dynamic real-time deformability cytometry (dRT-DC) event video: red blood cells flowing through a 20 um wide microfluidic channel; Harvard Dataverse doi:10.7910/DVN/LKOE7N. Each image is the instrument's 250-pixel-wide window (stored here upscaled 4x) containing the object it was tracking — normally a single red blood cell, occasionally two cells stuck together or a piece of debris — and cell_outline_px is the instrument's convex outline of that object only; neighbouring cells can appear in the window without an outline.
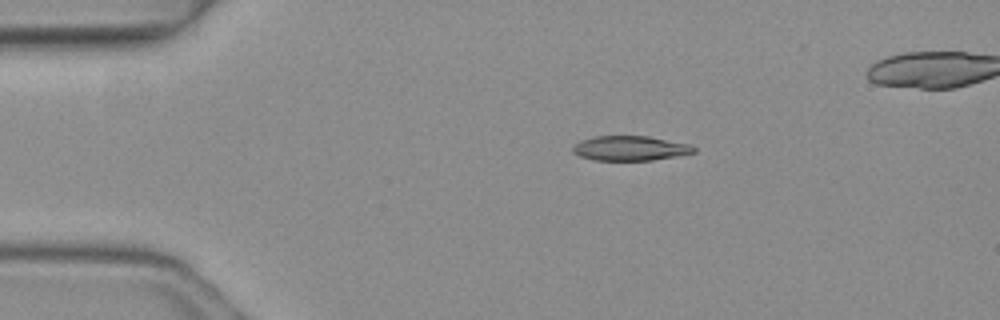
{"species": "common noctule bat (a hibernating species)", "species_latin": "Nyctalus noctula", "temperature_condition": "warm", "stored_images_in_passage": 4, "camera_frame_rate_fps": 3000, "um_per_image_px": 0.085, "animal": {"sex": "female", "body_mass_g": 19.3, "forearm_length_mm": 54.1}, "frame": {"image": 1, "passage_image": 2, "time_ms": 0.333, "image_size_px": [1000, 320], "cell_outline_px": [[696, 152], [676, 156], [652, 160], [592, 160], [580, 156], [572, 152], [572, 148], [580, 140], [596, 136], [648, 136], [688, 144], [696, 148]], "centroid_in_image_um": [53.54, 12.6], "position_along_channel_um": 31.5, "area_um2": 17.34}}